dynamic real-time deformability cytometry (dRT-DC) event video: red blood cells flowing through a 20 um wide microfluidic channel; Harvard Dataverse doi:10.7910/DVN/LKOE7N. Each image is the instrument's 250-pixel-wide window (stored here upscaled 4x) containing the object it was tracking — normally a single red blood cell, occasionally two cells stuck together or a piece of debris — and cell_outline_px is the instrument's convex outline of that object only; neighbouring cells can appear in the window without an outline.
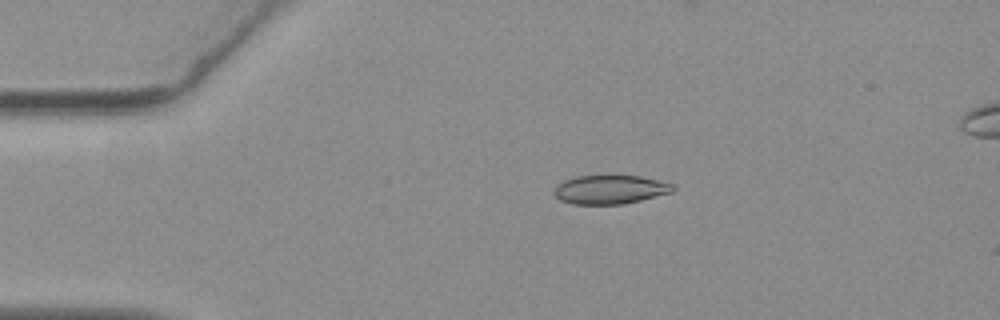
{"species": "common noctule bat (a hibernating species)", "species_latin": "Nyctalus noctula", "temperature_condition": "warm", "stored_images_in_passage": 37, "camera_frame_rate_fps": 3000, "um_per_image_px": 0.085, "animal": {"sex": "female", "body_mass_g": 19.3, "forearm_length_mm": 54.1}, "frame": {"image": 1, "passage_image": 1, "time_ms": 0.0, "image_size_px": [1000, 320], "cell_outline_px": [[676, 188], [672, 192], [624, 204], [572, 204], [560, 200], [552, 192], [564, 180], [576, 176], [640, 176], [672, 184]], "centroid_in_image_um": [51.85, 16.12], "position_along_channel_um": 33.2, "area_um2": 19.71}}
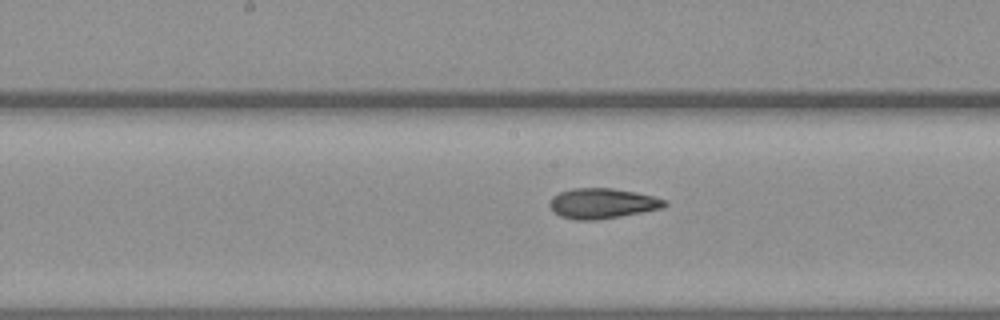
{"frame": {"image": 2, "passage_image": 18, "time_ms": 5.667, "image_size_px": [1000, 320], "cell_outline_px": [[668, 204], [664, 208], [620, 216], [596, 220], [576, 220], [560, 216], [552, 212], [548, 204], [552, 196], [560, 192], [572, 188], [612, 188], [636, 192], [652, 196], [664, 200]], "centroid_in_image_um": [51.15, 17.29], "position_along_channel_um": 197.0, "area_um2": 20.35}}
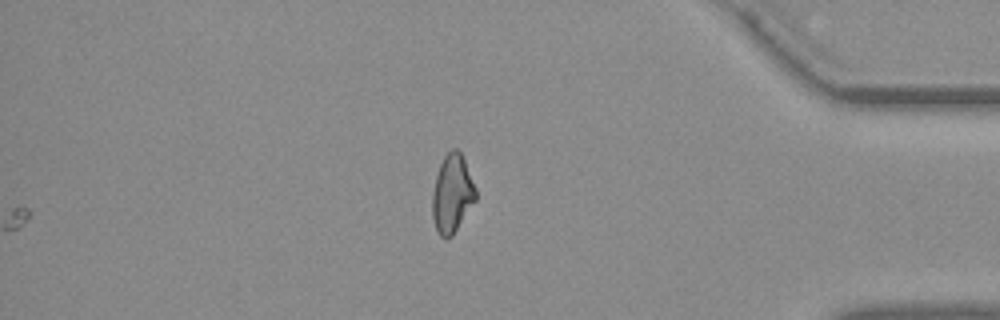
{"frame": {"image": 3, "passage_image": 37, "time_ms": 12.0, "image_size_px": [1000, 320], "cell_outline_px": [[476, 200], [452, 236], [448, 240], [444, 240], [440, 236], [436, 228], [432, 216], [432, 192], [436, 176], [440, 164], [444, 156], [452, 148], [456, 148], [460, 152], [464, 160], [476, 188]], "centroid_in_image_um": [38.42, 16.49], "position_along_channel_um": 396.8, "area_um2": 19.77}, "authors_computed_cell_mechanics": {"area_um2": 19.8832, "velocity_mm_per_s": 3.6829, "shape_relaxation_time_tau1_ms": null, "shape_relaxation_time_tau2_ms": 2.7792, "deformation_change_tau1": null, "deformation_change_tau2": 0.0821}}